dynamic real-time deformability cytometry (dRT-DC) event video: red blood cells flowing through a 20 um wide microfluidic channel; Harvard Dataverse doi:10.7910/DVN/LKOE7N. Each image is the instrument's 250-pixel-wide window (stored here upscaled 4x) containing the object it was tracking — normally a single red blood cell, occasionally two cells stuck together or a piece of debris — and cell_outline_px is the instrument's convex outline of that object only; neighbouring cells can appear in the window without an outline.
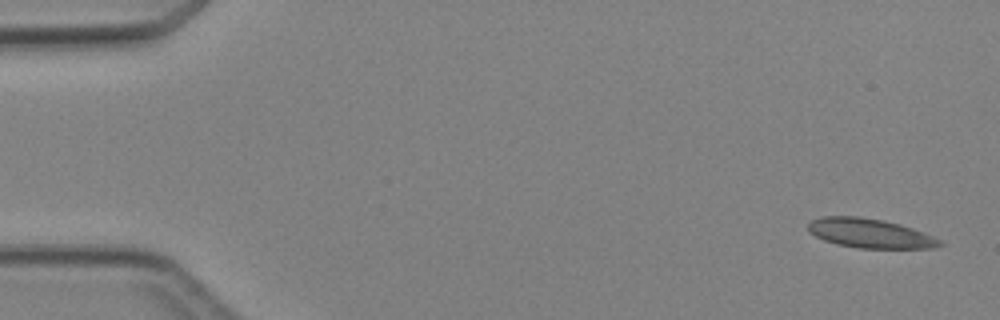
{"species": "Egyptian fruit bat (a non-hibernating species)", "species_latin": "Rousettus aegyptiacus", "temperature_condition": "cold", "stored_images_in_passage": 4, "camera_frame_rate_fps": 3000, "um_per_image_px": 0.085, "animal": {"sex": "female"}, "frame": {"image": 1, "passage_image": 1, "time_ms": 0.0, "image_size_px": [1000, 320], "cell_outline_px": [[944, 244], [932, 248], [860, 248], [836, 244], [824, 240], [816, 236], [808, 228], [808, 224], [812, 220], [824, 216], [860, 216], [900, 224], [912, 228], [944, 240]], "centroid_in_image_um": [73.99, 19.83], "position_along_channel_um": 11.0, "area_um2": 22.37}}